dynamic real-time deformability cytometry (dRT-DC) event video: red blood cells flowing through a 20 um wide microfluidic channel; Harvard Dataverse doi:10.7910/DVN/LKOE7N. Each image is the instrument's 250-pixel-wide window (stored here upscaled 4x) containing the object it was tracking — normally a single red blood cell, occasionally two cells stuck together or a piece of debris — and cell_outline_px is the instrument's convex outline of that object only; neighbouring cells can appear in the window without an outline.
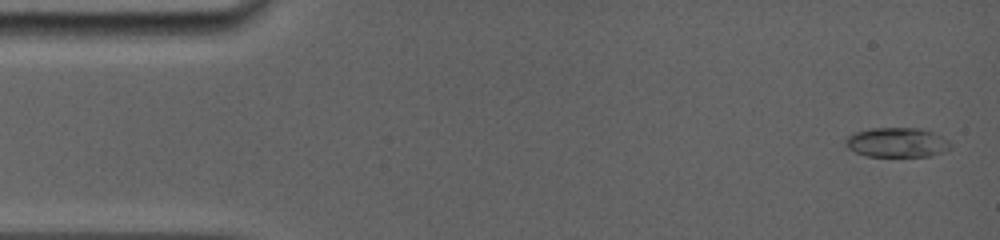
{"species": "common noctule bat (a hibernating species)", "species_latin": "Nyctalus noctula", "temperature_condition": "room temperature", "stored_images_in_passage": 53, "camera_frame_rate_fps": 5000, "um_per_image_px": 0.085, "animal": {"sex": "female", "body_mass_g": 19.0, "forearm_length_mm": 56.7}, "frame": {"image": 1, "passage_image": 1, "time_ms": 0.0, "image_size_px": [1000, 240], "cell_outline_px": [[952, 148], [944, 152], [932, 156], [868, 156], [856, 152], [848, 148], [844, 144], [844, 140], [848, 136], [856, 132], [872, 128], [920, 128], [932, 132], [948, 140], [952, 144]], "centroid_in_image_um": [76.27, 12.11], "position_along_channel_um": 8.7, "area_um2": 18.15}}
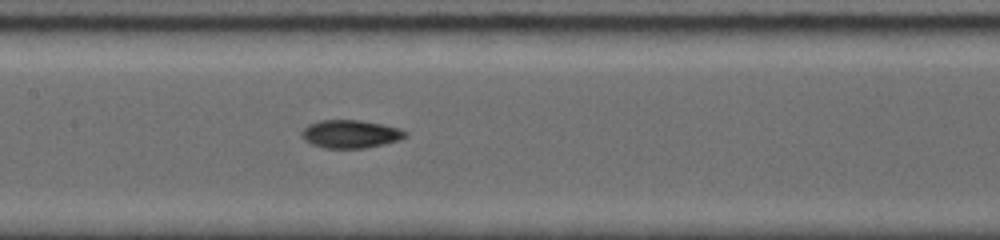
{"frame": {"image": 2, "passage_image": 23, "time_ms": 7.2, "image_size_px": [1000, 240], "cell_outline_px": [[408, 136], [400, 140], [384, 144], [364, 148], [324, 148], [312, 144], [304, 140], [300, 136], [300, 132], [308, 124], [320, 120], [360, 120], [384, 124], [400, 128], [408, 132]], "centroid_in_image_um": [29.8, 11.38], "position_along_channel_um": 177.6, "area_um2": 17.22}}
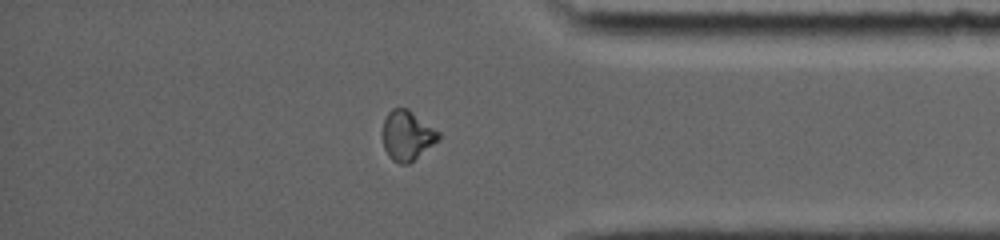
{"frame": {"image": 3, "passage_image": 44, "time_ms": 13.0, "image_size_px": [1000, 240], "cell_outline_px": [[440, 140], [408, 164], [400, 164], [392, 160], [388, 156], [384, 148], [384, 120], [388, 112], [392, 108], [408, 108], [440, 132]], "centroid_in_image_um": [34.63, 11.52], "position_along_channel_um": 400.6, "area_um2": 16.18}, "authors_computed_cell_mechanics": {"area_um2": 16.5886, "velocity_mm_per_s": 3.939, "shape_relaxation_time_tau1_ms": null, "shape_relaxation_time_tau2_ms": 3.8159, "deformation_change_tau1": null, "deformation_change_tau2": 0.0775}}